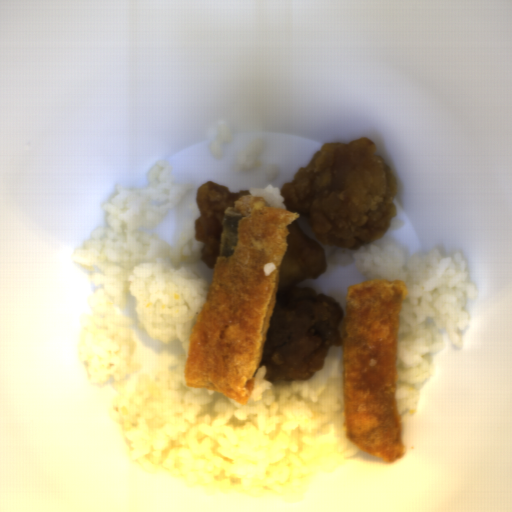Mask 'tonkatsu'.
<instances>
[{
  "label": "tonkatsu",
  "mask_w": 512,
  "mask_h": 512,
  "mask_svg": "<svg viewBox=\"0 0 512 512\" xmlns=\"http://www.w3.org/2000/svg\"><path fill=\"white\" fill-rule=\"evenodd\" d=\"M402 280L347 286L343 324L342 428L348 442L385 464L407 452L396 385Z\"/></svg>",
  "instance_id": "3a3dc1c2"
},
{
  "label": "tonkatsu",
  "mask_w": 512,
  "mask_h": 512,
  "mask_svg": "<svg viewBox=\"0 0 512 512\" xmlns=\"http://www.w3.org/2000/svg\"><path fill=\"white\" fill-rule=\"evenodd\" d=\"M300 217L266 206L262 196H239L226 208L206 301L189 334L187 388H208L248 404L290 246L287 226Z\"/></svg>",
  "instance_id": "d4beea91"
}]
</instances>
